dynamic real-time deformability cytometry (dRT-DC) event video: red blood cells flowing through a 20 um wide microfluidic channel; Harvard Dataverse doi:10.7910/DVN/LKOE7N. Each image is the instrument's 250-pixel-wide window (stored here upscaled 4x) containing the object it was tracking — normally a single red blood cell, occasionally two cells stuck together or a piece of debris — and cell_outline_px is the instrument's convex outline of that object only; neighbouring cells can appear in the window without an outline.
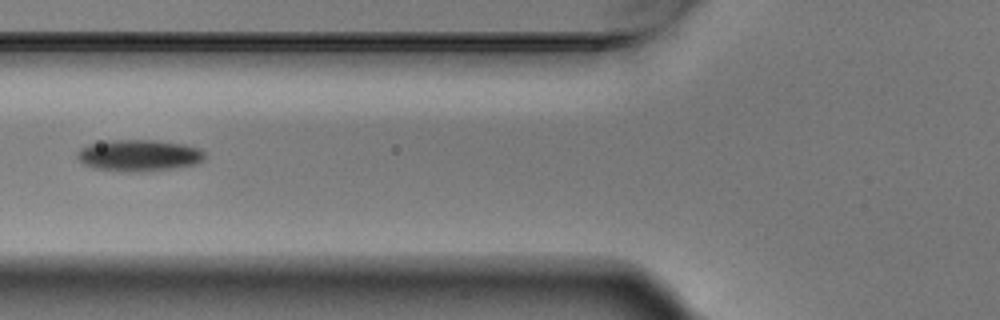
{"species": "Egyptian fruit bat (a non-hibernating species)", "species_latin": "Rousettus aegyptiacus", "temperature_condition": "warm", "stored_images_in_passage": 5, "camera_frame_rate_fps": 3000, "um_per_image_px": 0.085, "animal": {"sex": "male"}, "frame": {"image": 1, "passage_image": 3, "time_ms": 0.667, "image_size_px": [1000, 320], "cell_outline_px": [[204, 160], [196, 164], [176, 168], [136, 172], [128, 172], [92, 168], [84, 164], [76, 156], [80, 148], [92, 144], [112, 140], [156, 140], [184, 144], [200, 148], [204, 152]], "centroid_in_image_um": [11.84, 13.21], "position_along_channel_um": 114.0, "area_um2": 23.47}}
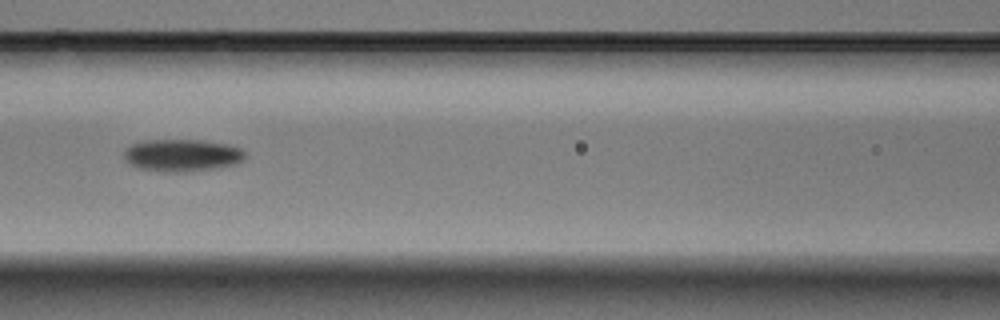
{"frame": {"image": 2, "passage_image": 4, "time_ms": 1.0, "image_size_px": [1000, 320], "cell_outline_px": [[244, 156], [236, 164], [212, 168], [184, 172], [164, 172], [136, 168], [128, 164], [124, 156], [124, 148], [132, 144], [144, 140], [200, 140], [224, 144], [240, 148], [244, 152]], "centroid_in_image_um": [15.38, 13.2], "position_along_channel_um": 151.2, "area_um2": 22.66}}
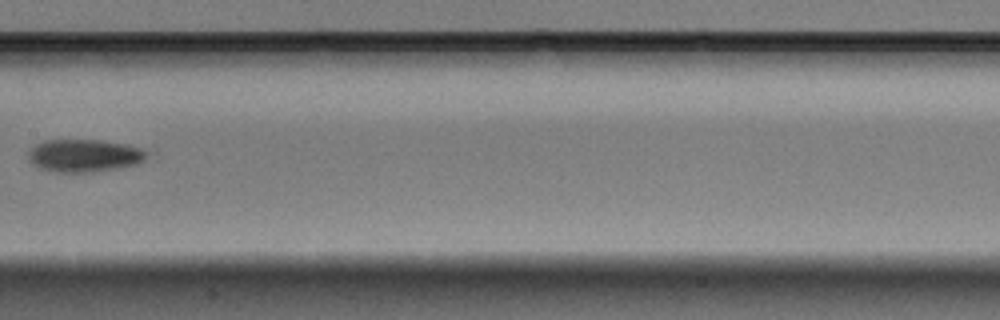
{"frame": {"image": 3, "passage_image": 5, "time_ms": 1.333, "image_size_px": [1000, 320], "cell_outline_px": [[148, 156], [144, 160], [136, 164], [120, 168], [92, 172], [56, 172], [40, 168], [32, 164], [28, 160], [28, 152], [36, 144], [44, 140], [100, 140], [128, 144], [140, 148], [148, 152]], "centroid_in_image_um": [7.17, 13.22], "position_along_channel_um": 200.2, "area_um2": 22.72}}